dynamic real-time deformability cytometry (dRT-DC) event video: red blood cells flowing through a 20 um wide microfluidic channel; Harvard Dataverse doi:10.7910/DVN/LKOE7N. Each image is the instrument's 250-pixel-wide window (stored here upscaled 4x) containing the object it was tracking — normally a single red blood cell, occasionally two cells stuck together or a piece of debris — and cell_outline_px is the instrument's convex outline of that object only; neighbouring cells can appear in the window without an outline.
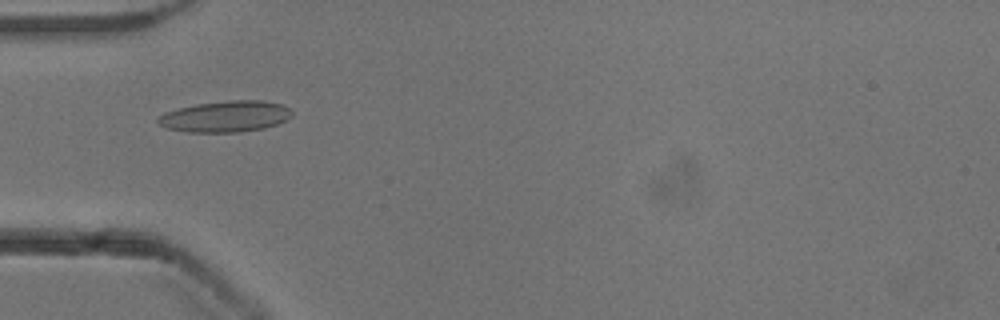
{"species": "common noctule bat (a hibernating species)", "species_latin": "Nyctalus noctula", "temperature_condition": "cold", "stored_images_in_passage": 53, "camera_frame_rate_fps": 3000, "um_per_image_px": 0.085, "animal": {"sex": "male", "body_mass_g": 13.3}, "frame": {"image": 1, "passage_image": 17, "time_ms": 5.333, "image_size_px": [1000, 320], "cell_outline_px": [[292, 116], [276, 124], [264, 128], [240, 132], [188, 132], [164, 128], [156, 120], [160, 116], [168, 112], [180, 108], [196, 104], [228, 100], [264, 100], [284, 104], [292, 112]], "centroid_in_image_um": [19.19, 9.89], "position_along_channel_um": 65.8, "area_um2": 24.28}}
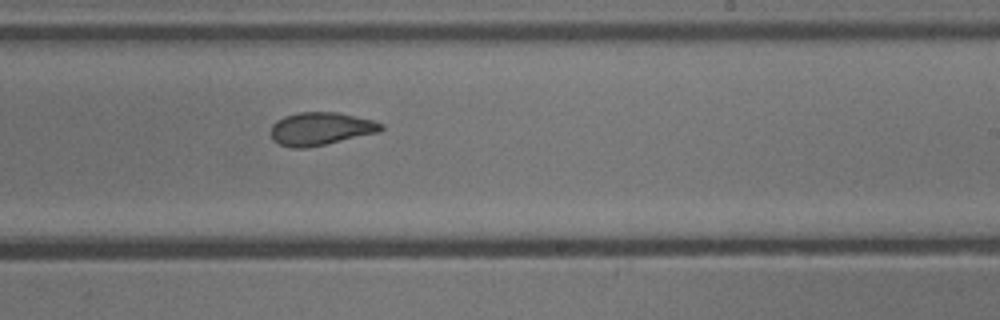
{"frame": {"image": 2, "passage_image": 32, "time_ms": 10.333, "image_size_px": [1000, 320], "cell_outline_px": [[384, 128], [380, 132], [324, 144], [304, 148], [292, 148], [280, 144], [272, 140], [272, 124], [276, 120], [284, 116], [296, 112], [336, 112], [372, 120], [384, 124]], "centroid_in_image_um": [27.25, 10.93], "position_along_channel_um": 261.8, "area_um2": 21.04}}
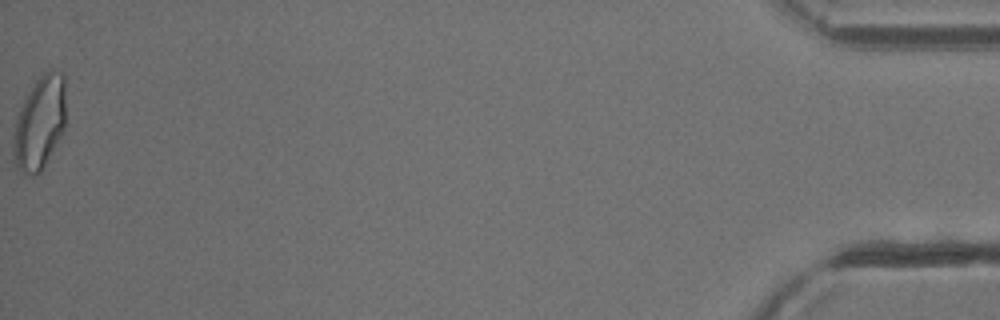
{"frame": {"image": 3, "passage_image": 53, "time_ms": 17.333, "image_size_px": [1000, 320], "cell_outline_px": [[64, 128], [44, 168], [40, 172], [32, 176], [24, 176], [16, 168], [12, 156], [12, 140], [16, 120], [20, 108], [28, 92], [36, 80], [48, 68], [52, 68], [60, 72], [64, 76]], "centroid_in_image_um": [3.33, 10.49], "position_along_channel_um": 431.9, "area_um2": 28.78}, "authors_computed_cell_mechanics": {"area_um2": 22.3686, "velocity_mm_per_s": 3.919, "shape_relaxation_time_tau1_ms": 6.0048, "shape_relaxation_time_tau2_ms": 1.9888, "deformation_change_tau1": 0.1477, "deformation_change_tau2": 0.0852}}